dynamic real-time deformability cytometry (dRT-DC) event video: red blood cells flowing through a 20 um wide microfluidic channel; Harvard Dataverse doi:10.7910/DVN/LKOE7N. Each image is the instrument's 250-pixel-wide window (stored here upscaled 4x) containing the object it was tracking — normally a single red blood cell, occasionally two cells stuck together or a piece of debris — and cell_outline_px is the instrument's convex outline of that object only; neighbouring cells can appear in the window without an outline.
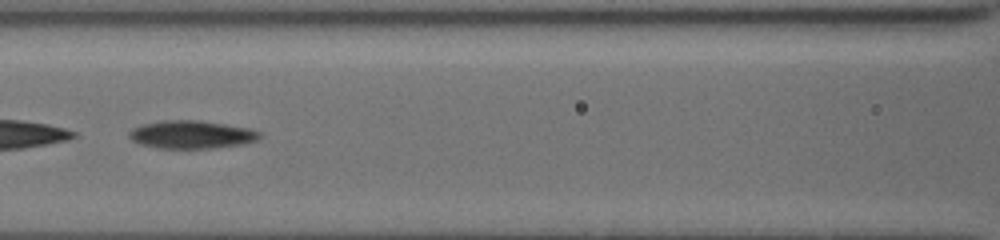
{"species": "common noctule bat (a hibernating species)", "species_latin": "Nyctalus noctula", "temperature_condition": "cold", "stored_images_in_passage": 43, "camera_frame_rate_fps": 3000, "um_per_image_px": 0.085, "animal": {"sex": "female", "body_mass_g": 19.5, "forearm_length_mm": 54.1}, "frame": {"image": 1, "passage_image": 14, "time_ms": 4.333, "image_size_px": [1000, 240], "cell_outline_px": [[260, 136], [256, 140], [244, 144], [216, 148], [160, 148], [140, 144], [132, 140], [128, 136], [128, 132], [132, 128], [144, 124], [160, 120], [200, 120], [248, 128], [260, 132]], "centroid_in_image_um": [16.26, 11.43], "position_along_channel_um": 150.3, "area_um2": 21.27}}
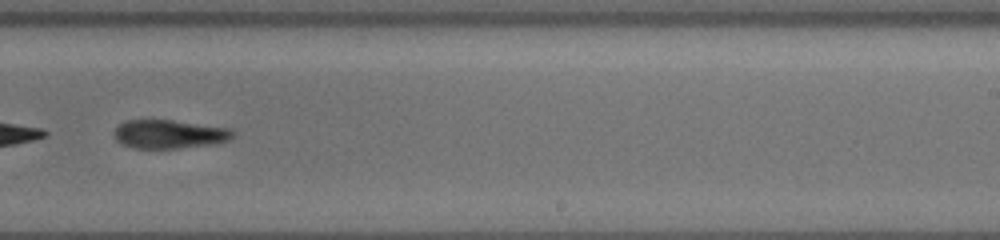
{"frame": {"image": 2, "passage_image": 24, "time_ms": 7.667, "image_size_px": [1000, 240], "cell_outline_px": [[236, 132], [228, 140], [208, 144], [176, 148], [132, 148], [116, 140], [116, 128], [120, 124], [128, 120], [172, 120], [232, 128]], "centroid_in_image_um": [14.42, 11.39], "position_along_channel_um": 274.6, "area_um2": 19.48}}
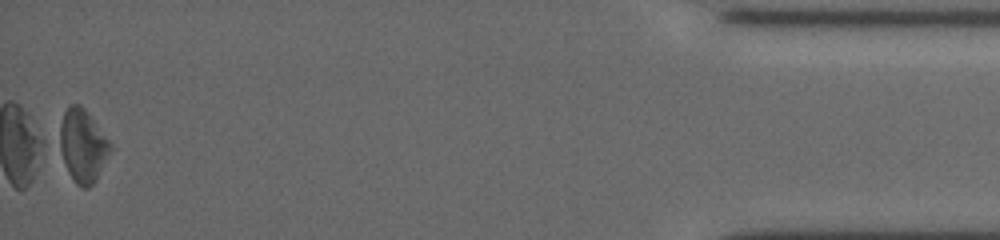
{"frame": {"image": 3, "passage_image": 42, "time_ms": 13.667, "image_size_px": [1000, 240], "cell_outline_px": [[112, 148], [96, 180], [88, 188], [84, 188], [76, 184], [68, 172], [52, 140], [64, 112], [72, 104], [80, 104], [84, 108], [112, 144]], "centroid_in_image_um": [6.92, 12.37], "position_along_channel_um": 428.3, "area_um2": 22.37}, "authors_computed_cell_mechanics": {"area_um2": 20.9814, "velocity_mm_per_s": 3.751, "shape_relaxation_time_tau1_ms": 2.5812, "shape_relaxation_time_tau2_ms": null, "deformation_change_tau1": 0.097, "deformation_change_tau2": null}}